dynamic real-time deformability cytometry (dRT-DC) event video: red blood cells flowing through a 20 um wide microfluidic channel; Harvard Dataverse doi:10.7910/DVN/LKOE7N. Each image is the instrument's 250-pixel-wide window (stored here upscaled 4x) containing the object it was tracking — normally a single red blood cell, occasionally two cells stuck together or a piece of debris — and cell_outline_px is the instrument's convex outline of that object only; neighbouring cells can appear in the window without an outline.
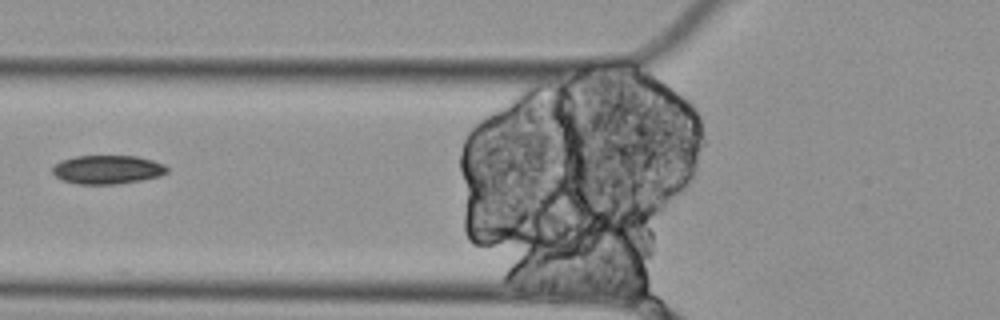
{"species": "Egyptian fruit bat (a non-hibernating species)", "species_latin": "Rousettus aegyptiacus", "temperature_condition": "cold", "stored_images_in_passage": 6, "camera_frame_rate_fps": 3000, "um_per_image_px": 0.085, "animal": {"sex": "female"}, "frame": {"image": 1, "passage_image": 6, "time_ms": 1.667, "image_size_px": [1000, 320], "cell_outline_px": [[168, 172], [160, 176], [140, 180], [116, 184], [80, 184], [64, 180], [56, 176], [52, 172], [52, 168], [60, 160], [76, 156], [136, 156], [152, 160], [164, 164], [168, 168]], "centroid_in_image_um": [9.15, 14.41], "position_along_channel_um": 116.7, "area_um2": 19.07}}